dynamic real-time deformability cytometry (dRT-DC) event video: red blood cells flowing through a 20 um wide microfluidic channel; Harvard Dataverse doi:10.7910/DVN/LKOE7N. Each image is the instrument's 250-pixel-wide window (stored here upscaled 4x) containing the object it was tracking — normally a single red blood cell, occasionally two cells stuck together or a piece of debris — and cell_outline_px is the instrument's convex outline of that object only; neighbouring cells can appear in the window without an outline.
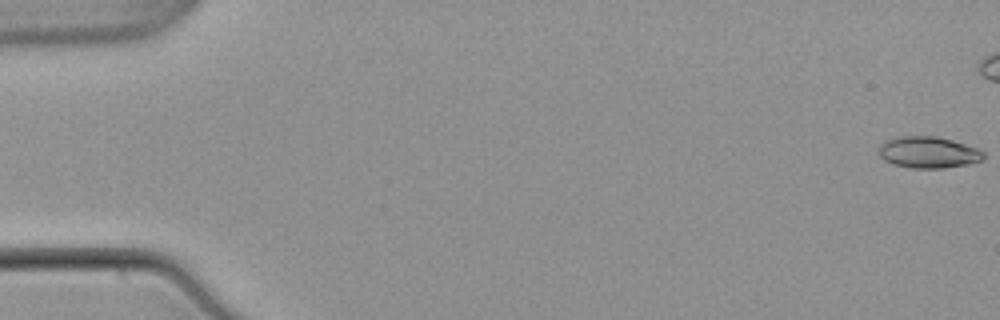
{"species": "common noctule bat (a hibernating species)", "species_latin": "Nyctalus noctula", "temperature_condition": "warm", "stored_images_in_passage": 14, "camera_frame_rate_fps": 3000, "um_per_image_px": 0.085, "animal": {"sex": "male", "body_mass_g": 21.5, "forearm_length_mm": 52.0}, "frame": {"image": 1, "passage_image": 1, "time_ms": 0.0, "image_size_px": [1000, 320], "cell_outline_px": [[984, 160], [968, 164], [944, 168], [912, 168], [892, 164], [884, 160], [880, 156], [880, 144], [884, 140], [900, 136], [936, 136], [952, 140], [976, 148], [984, 152]], "centroid_in_image_um": [78.9, 12.95], "position_along_channel_um": 6.1, "area_um2": 19.25}}